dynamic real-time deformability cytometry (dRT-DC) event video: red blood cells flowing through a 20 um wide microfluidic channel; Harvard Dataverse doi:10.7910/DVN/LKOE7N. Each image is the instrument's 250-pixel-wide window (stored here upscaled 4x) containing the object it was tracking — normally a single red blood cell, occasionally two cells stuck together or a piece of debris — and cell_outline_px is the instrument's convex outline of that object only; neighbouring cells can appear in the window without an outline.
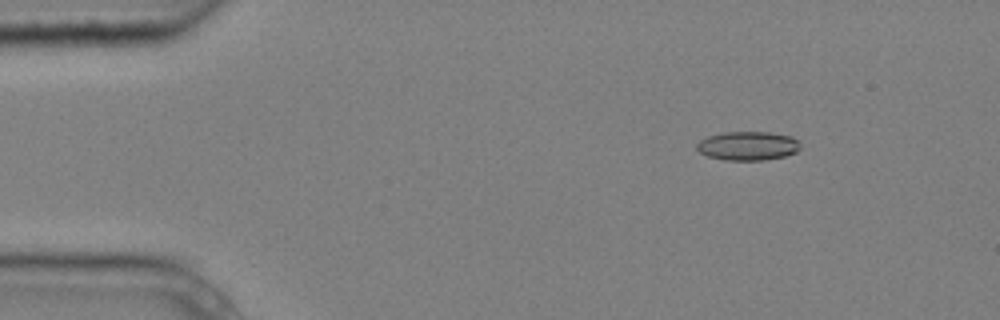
{"species": "common noctule bat (a hibernating species)", "species_latin": "Nyctalus noctula", "temperature_condition": "cold", "stored_images_in_passage": 5, "camera_frame_rate_fps": 3000, "um_per_image_px": 0.085, "animal": {"sex": "male", "body_mass_g": 20.4}, "frame": {"image": 1, "passage_image": 2, "time_ms": 0.333, "image_size_px": [1000, 320], "cell_outline_px": [[800, 148], [796, 152], [784, 156], [764, 160], [724, 160], [708, 156], [700, 152], [696, 148], [696, 144], [700, 140], [708, 136], [724, 132], [768, 132], [792, 136], [800, 144]], "centroid_in_image_um": [63.56, 12.4], "position_along_channel_um": 21.4, "area_um2": 17.4}}
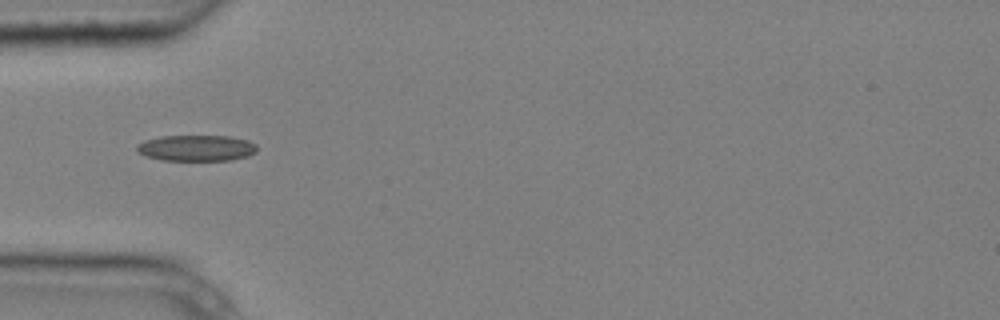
{"frame": {"image": 2, "passage_image": 5, "time_ms": 1.333, "image_size_px": [1000, 320], "cell_outline_px": [[256, 152], [248, 156], [232, 160], [160, 160], [144, 156], [136, 152], [136, 144], [144, 140], [160, 136], [228, 136], [248, 140], [256, 144]], "centroid_in_image_um": [16.65, 12.58], "position_along_channel_um": 68.4, "area_um2": 18.44}}